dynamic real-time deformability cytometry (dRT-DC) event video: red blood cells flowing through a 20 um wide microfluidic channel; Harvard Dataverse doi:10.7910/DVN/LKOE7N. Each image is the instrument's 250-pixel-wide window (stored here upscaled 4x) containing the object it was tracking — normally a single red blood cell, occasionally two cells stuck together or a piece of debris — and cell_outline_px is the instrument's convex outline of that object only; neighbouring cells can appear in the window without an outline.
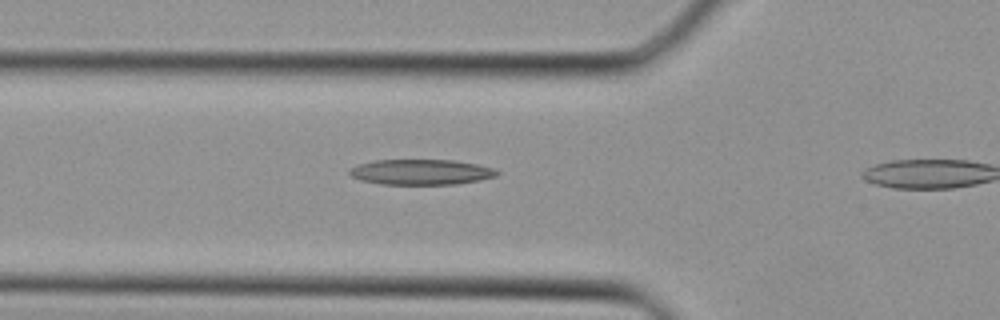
{"species": "Egyptian fruit bat (a non-hibernating species)", "species_latin": "Rousettus aegyptiacus", "temperature_condition": "cold", "stored_images_in_passage": 4, "camera_frame_rate_fps": 3000, "um_per_image_px": 0.085, "animal": {"sex": "female"}, "frame": {"image": 1, "passage_image": 3, "time_ms": 0.667, "image_size_px": [1000, 320], "cell_outline_px": [[500, 172], [496, 176], [480, 180], [456, 184], [380, 184], [360, 180], [352, 176], [348, 172], [352, 168], [360, 164], [376, 160], [452, 160], [476, 164], [492, 168]], "centroid_in_image_um": [35.8, 14.63], "position_along_channel_um": 90.0, "area_um2": 21.62}}